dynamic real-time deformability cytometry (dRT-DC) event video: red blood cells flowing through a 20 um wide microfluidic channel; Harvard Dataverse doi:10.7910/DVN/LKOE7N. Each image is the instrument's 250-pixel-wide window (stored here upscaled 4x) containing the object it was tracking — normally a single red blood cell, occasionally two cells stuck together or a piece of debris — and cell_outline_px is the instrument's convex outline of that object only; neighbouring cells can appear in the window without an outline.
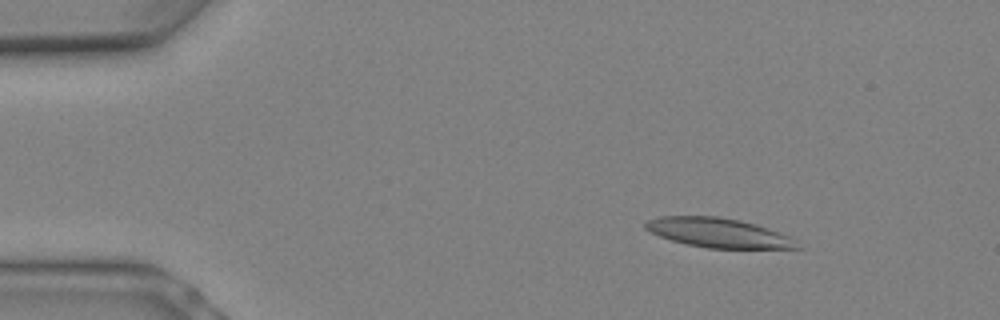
{"species": "Egyptian fruit bat (a non-hibernating species)", "species_latin": "Rousettus aegyptiacus", "temperature_condition": "warm", "stored_images_in_passage": 8, "camera_frame_rate_fps": 3000, "um_per_image_px": 0.085, "animal": {"sex": "female"}, "frame": {"image": 1, "passage_image": 3, "time_ms": 0.667, "image_size_px": [1000, 320], "cell_outline_px": [[804, 248], [708, 248], [688, 244], [672, 240], [660, 236], [644, 228], [644, 224], [648, 220], [660, 216], [716, 216], [740, 220], [756, 224], [788, 236]], "centroid_in_image_um": [61.04, 19.78], "position_along_channel_um": 24.0, "area_um2": 25.66}}
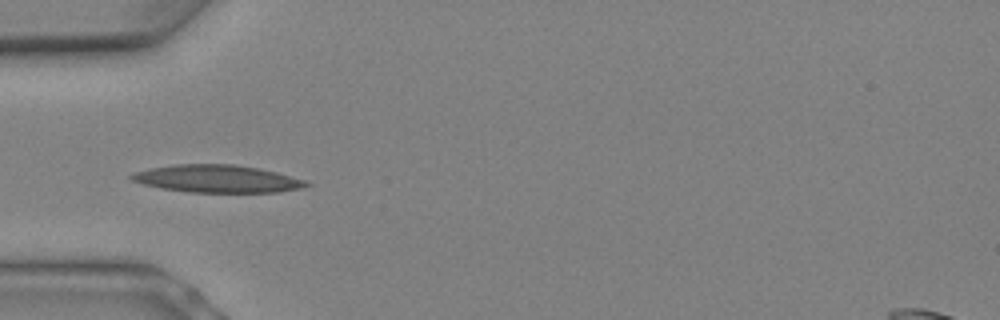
{"frame": {"image": 2, "passage_image": 7, "time_ms": 2.0, "image_size_px": [1000, 320], "cell_outline_px": [[312, 184], [300, 188], [280, 192], [188, 192], [160, 188], [144, 184], [132, 180], [128, 176], [132, 172], [148, 168], [176, 164], [236, 164], [260, 168], [276, 172], [304, 180]], "centroid_in_image_um": [18.42, 15.19], "position_along_channel_um": 66.6, "area_um2": 28.15}}